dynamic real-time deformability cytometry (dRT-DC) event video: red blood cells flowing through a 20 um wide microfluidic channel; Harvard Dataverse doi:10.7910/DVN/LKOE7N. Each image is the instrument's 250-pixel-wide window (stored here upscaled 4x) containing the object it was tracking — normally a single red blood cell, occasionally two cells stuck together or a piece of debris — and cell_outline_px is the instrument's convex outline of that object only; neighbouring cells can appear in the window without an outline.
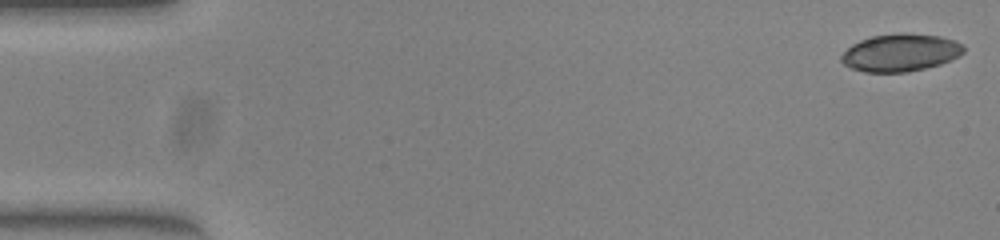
{"species": "common noctule bat (a hibernating species)", "species_latin": "Nyctalus noctula", "temperature_condition": "warm", "stored_images_in_passage": 51, "camera_frame_rate_fps": 3000, "um_per_image_px": 0.085, "animal": {"sex": "female", "body_mass_g": 23.0, "forearm_length_mm": 53.4}, "frame": {"image": 1, "passage_image": 1, "time_ms": 0.0, "image_size_px": [1000, 240], "cell_outline_px": [[964, 52], [960, 56], [940, 64], [908, 72], [864, 72], [852, 68], [844, 64], [840, 60], [840, 56], [852, 44], [860, 40], [872, 36], [900, 32], [940, 36], [956, 40], [964, 44]], "centroid_in_image_um": [76.56, 4.46], "position_along_channel_um": 8.4, "area_um2": 26.93}}
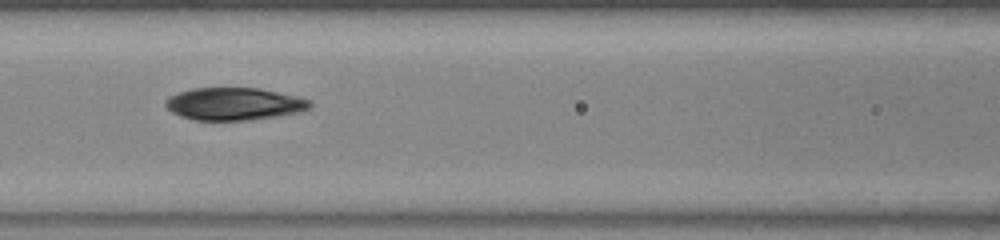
{"frame": {"image": 2, "passage_image": 22, "time_ms": 7.0, "image_size_px": [1000, 240], "cell_outline_px": [[312, 108], [300, 112], [276, 116], [248, 120], [196, 120], [180, 116], [172, 112], [164, 104], [164, 100], [168, 96], [192, 88], [260, 88], [296, 96], [312, 100]], "centroid_in_image_um": [19.91, 8.83], "position_along_channel_um": 146.7, "area_um2": 27.46}}
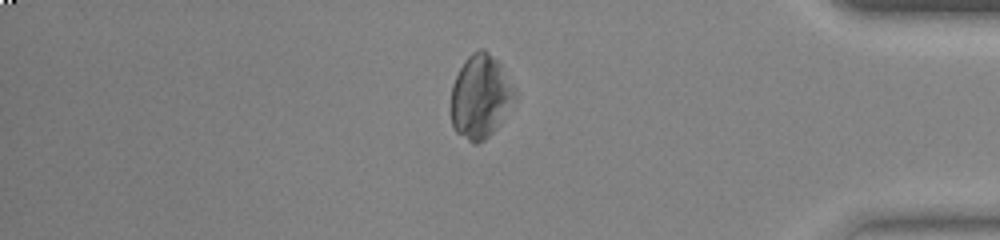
{"frame": {"image": 3, "passage_image": 43, "time_ms": 14.0, "image_size_px": [1000, 240], "cell_outline_px": [[516, 100], [488, 136], [484, 140], [476, 144], [472, 144], [456, 132], [452, 124], [452, 84], [464, 60], [472, 52], [480, 48], [484, 48], [500, 64], [516, 88]], "centroid_in_image_um": [40.84, 8.19], "position_along_channel_um": 394.4, "area_um2": 30.87}, "authors_computed_cell_mechanics": {"area_um2": 28.5532, "velocity_mm_per_s": 3.9767, "shape_relaxation_time_tau1_ms": 3.0193, "shape_relaxation_time_tau2_ms": 6.0684, "deformation_change_tau1": 0.0519, "deformation_change_tau2": 0.129}}